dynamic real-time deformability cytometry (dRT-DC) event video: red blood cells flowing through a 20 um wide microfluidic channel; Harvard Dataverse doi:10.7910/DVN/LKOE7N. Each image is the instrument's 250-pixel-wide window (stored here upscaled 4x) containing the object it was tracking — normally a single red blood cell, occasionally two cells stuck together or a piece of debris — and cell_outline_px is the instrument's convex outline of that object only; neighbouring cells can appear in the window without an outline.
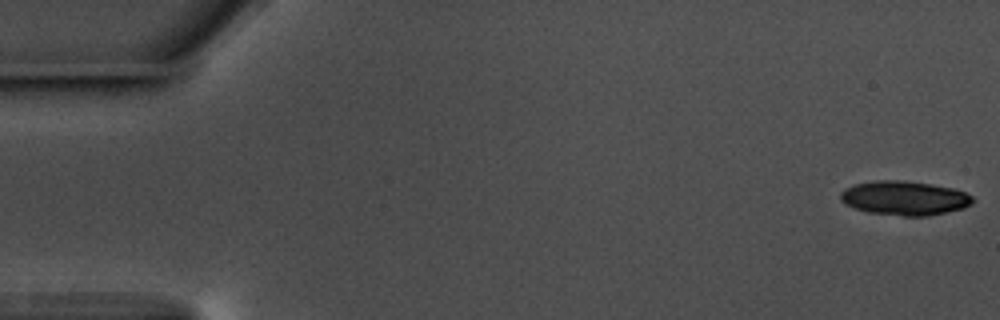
{"species": "common noctule bat (a hibernating species)", "species_latin": "Nyctalus noctula", "temperature_condition": "warm", "stored_images_in_passage": 58, "segment_of_instrument_passage": [1, 2], "camera_frame_rate_fps": 3000, "um_per_image_px": 0.085, "animal": {"sex": "male", "body_mass_g": 17.5, "forearm_length_mm": 52.3}, "frame": {"image": 1, "passage_image": 1, "time_ms": 0.0, "image_size_px": [1000, 320], "cell_outline_px": [[976, 200], [972, 204], [964, 208], [928, 216], [904, 216], [868, 212], [844, 204], [840, 200], [840, 192], [844, 188], [852, 184], [876, 180], [904, 180], [952, 188], [964, 192], [972, 196]], "centroid_in_image_um": [76.86, 16.83], "position_along_channel_um": 8.1, "area_um2": 26.47}}
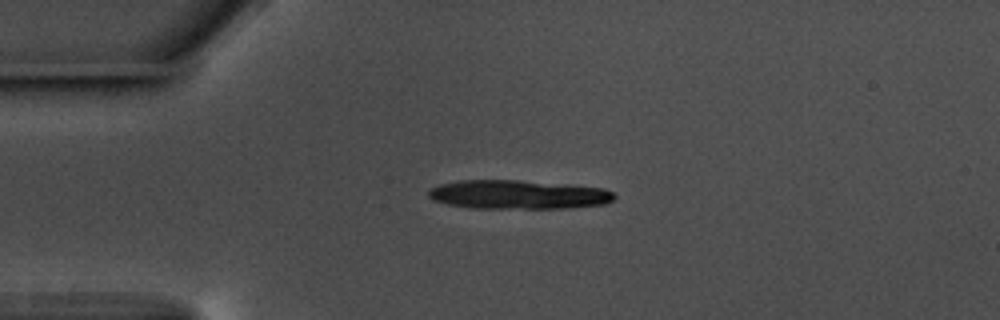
{"frame": {"image": 2, "passage_image": 14, "time_ms": 4.333, "image_size_px": [1000, 320], "cell_outline_px": [[616, 196], [612, 200], [604, 204], [568, 208], [472, 208], [448, 204], [432, 200], [428, 196], [428, 192], [432, 188], [440, 184], [460, 180], [516, 180], [568, 184], [604, 188], [612, 192]], "centroid_in_image_um": [44.05, 16.54], "position_along_channel_um": 41.0, "area_um2": 31.33}}